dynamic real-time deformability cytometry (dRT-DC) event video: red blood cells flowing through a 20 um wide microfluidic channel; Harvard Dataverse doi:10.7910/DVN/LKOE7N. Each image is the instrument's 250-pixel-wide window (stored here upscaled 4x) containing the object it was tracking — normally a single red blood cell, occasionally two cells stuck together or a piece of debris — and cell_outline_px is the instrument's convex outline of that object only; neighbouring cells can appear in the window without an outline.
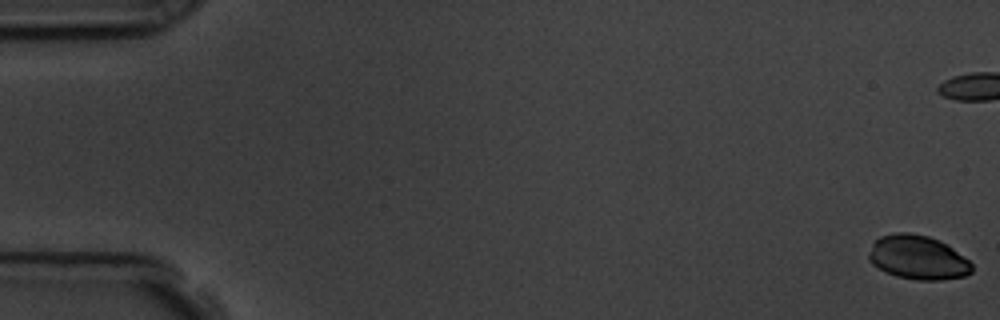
{"species": "common noctule bat (a hibernating species)", "species_latin": "Nyctalus noctula", "temperature_condition": "room temperature", "stored_images_in_passage": 59, "camera_frame_rate_fps": 3000, "um_per_image_px": 0.085, "animal": {"sex": "male", "body_mass_g": 19.5, "forearm_length_mm": 54.6}, "frame": {"image": 1, "passage_image": 1, "time_ms": 0.0, "image_size_px": [1000, 320], "cell_outline_px": [[972, 272], [964, 276], [940, 280], [916, 280], [896, 276], [872, 264], [868, 260], [868, 252], [872, 244], [880, 236], [896, 232], [908, 232], [928, 236], [940, 240], [952, 248], [968, 260], [972, 264]], "centroid_in_image_um": [78.0, 21.88], "position_along_channel_um": 7.0, "area_um2": 26.41}}